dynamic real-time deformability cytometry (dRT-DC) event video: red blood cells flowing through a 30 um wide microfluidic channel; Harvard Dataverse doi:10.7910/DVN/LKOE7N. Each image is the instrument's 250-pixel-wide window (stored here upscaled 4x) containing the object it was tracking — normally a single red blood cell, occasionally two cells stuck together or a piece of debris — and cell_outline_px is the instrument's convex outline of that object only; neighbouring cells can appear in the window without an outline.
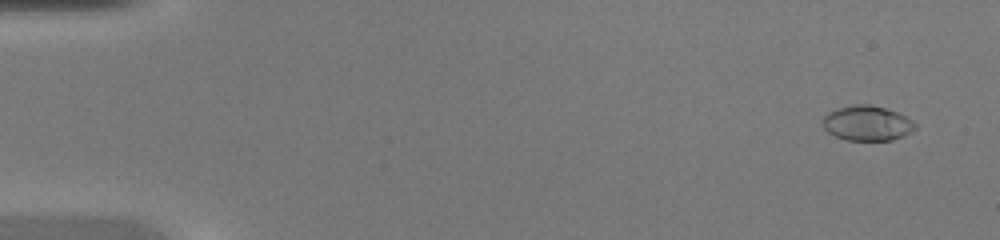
{"species": "common noctule bat (a hibernating species)", "species_latin": "Nyctalus noctula", "temperature_condition": "warm", "stored_images_in_passage": 46, "camera_frame_rate_fps": 3000, "um_per_image_px": 0.085, "animal": {"sex": "female", "body_mass_g": 20.0, "forearm_length_mm": 54.0}, "frame": {"image": 1, "passage_image": 3, "time_ms": 0.667, "image_size_px": [1000, 240], "cell_outline_px": [[916, 128], [904, 136], [892, 140], [844, 140], [828, 132], [820, 124], [824, 116], [828, 112], [836, 108], [856, 104], [868, 104], [884, 108], [896, 112], [912, 120], [916, 124]], "centroid_in_image_um": [73.67, 10.47], "position_along_channel_um": 11.3, "area_um2": 18.9}}
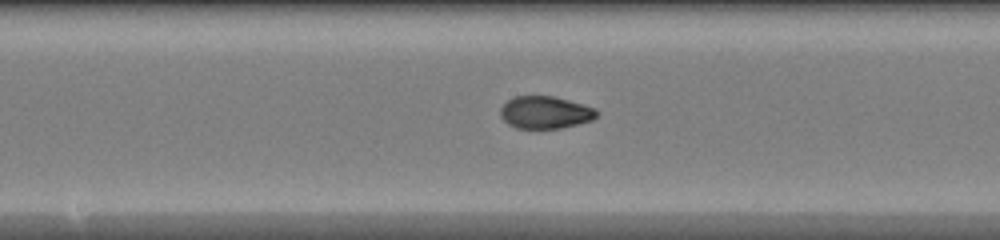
{"frame": {"image": 2, "passage_image": 25, "time_ms": 8.0, "image_size_px": [1000, 240], "cell_outline_px": [[600, 112], [592, 120], [560, 128], [516, 128], [508, 124], [500, 116], [500, 108], [508, 100], [516, 96], [556, 96], [596, 108]], "centroid_in_image_um": [46.35, 9.54], "position_along_channel_um": 201.8, "area_um2": 18.21}}
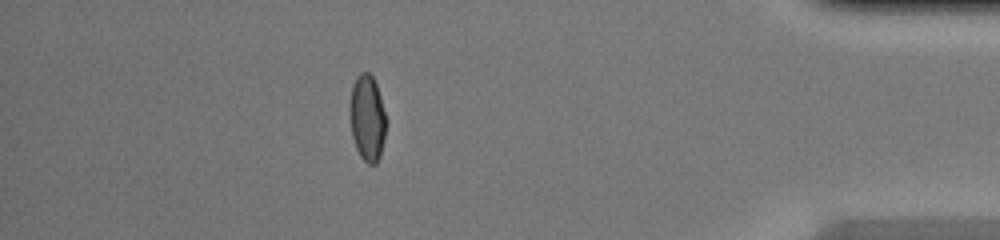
{"frame": {"image": 3, "passage_image": 41, "time_ms": 13.333, "image_size_px": [1000, 240], "cell_outline_px": [[388, 120], [380, 156], [376, 164], [368, 164], [360, 156], [356, 148], [352, 136], [348, 112], [348, 104], [352, 84], [356, 76], [360, 72], [368, 72], [372, 76], [376, 84]], "centroid_in_image_um": [31.2, 10.01], "position_along_channel_um": 404.0, "area_um2": 18.79}}